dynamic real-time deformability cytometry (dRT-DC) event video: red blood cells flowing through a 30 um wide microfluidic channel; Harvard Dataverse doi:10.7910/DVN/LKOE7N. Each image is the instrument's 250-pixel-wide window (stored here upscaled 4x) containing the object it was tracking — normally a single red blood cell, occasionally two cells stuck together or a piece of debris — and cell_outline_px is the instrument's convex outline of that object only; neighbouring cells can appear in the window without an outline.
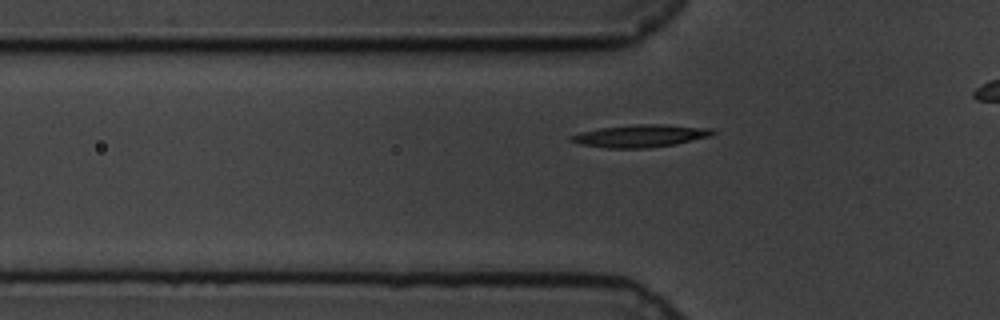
{"species": "common noctule bat (a hibernating species)", "species_latin": "Nyctalus noctula", "temperature_condition": "cold", "stored_images_in_passage": 43, "camera_frame_rate_fps": 3000, "um_per_image_px": 0.085, "animal": {"sex": "male", "body_mass_g": 19.5, "forearm_length_mm": 54.6}, "frame": {"image": 1, "passage_image": 8, "time_ms": 2.333, "image_size_px": [1000, 320], "cell_outline_px": [[716, 132], [712, 136], [676, 144], [648, 148], [608, 148], [580, 144], [568, 140], [568, 136], [580, 132], [600, 128], [636, 124], [664, 124], [712, 128]], "centroid_in_image_um": [54.45, 11.55], "position_along_channel_um": 71.3, "area_um2": 18.73}}
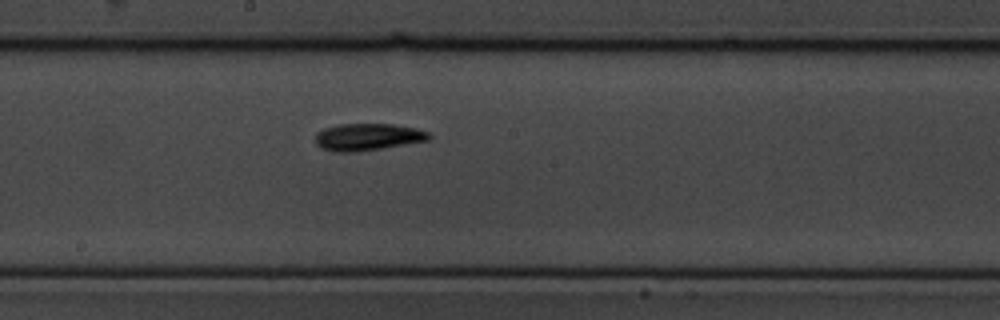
{"frame": {"image": 2, "passage_image": 21, "time_ms": 6.667, "image_size_px": [1000, 320], "cell_outline_px": [[432, 136], [428, 140], [356, 152], [332, 152], [320, 148], [316, 144], [316, 132], [324, 128], [336, 124], [392, 124], [416, 128], [428, 132]], "centroid_in_image_um": [31.2, 11.64], "position_along_channel_um": 217.0, "area_um2": 17.92}}
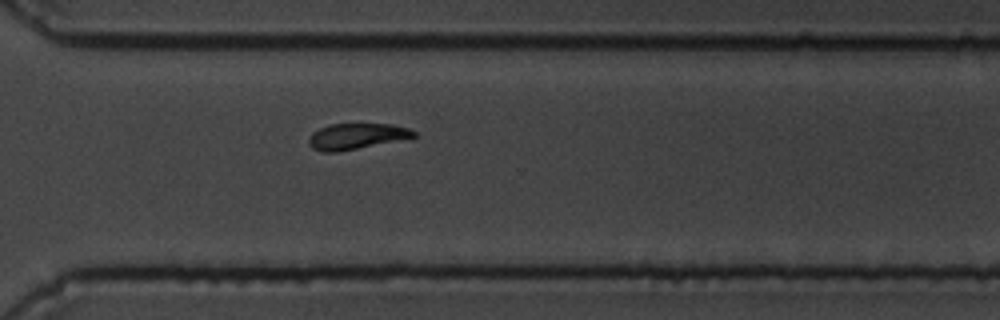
{"frame": {"image": 3, "passage_image": 32, "time_ms": 10.333, "image_size_px": [1000, 320], "cell_outline_px": [[416, 136], [336, 152], [320, 152], [312, 148], [308, 144], [308, 140], [312, 132], [328, 124], [392, 124], [408, 128], [416, 132]], "centroid_in_image_um": [30.22, 11.57], "position_along_channel_um": 340.4, "area_um2": 15.55}, "authors_computed_cell_mechanics": {"area_um2": 16.5886, "velocity_mm_per_s": 3.3619, "shape_relaxation_time_tau1_ms": 3.0559, "shape_relaxation_time_tau2_ms": 7.0398, "deformation_change_tau1": 0.1329, "deformation_change_tau2": 0.131}}